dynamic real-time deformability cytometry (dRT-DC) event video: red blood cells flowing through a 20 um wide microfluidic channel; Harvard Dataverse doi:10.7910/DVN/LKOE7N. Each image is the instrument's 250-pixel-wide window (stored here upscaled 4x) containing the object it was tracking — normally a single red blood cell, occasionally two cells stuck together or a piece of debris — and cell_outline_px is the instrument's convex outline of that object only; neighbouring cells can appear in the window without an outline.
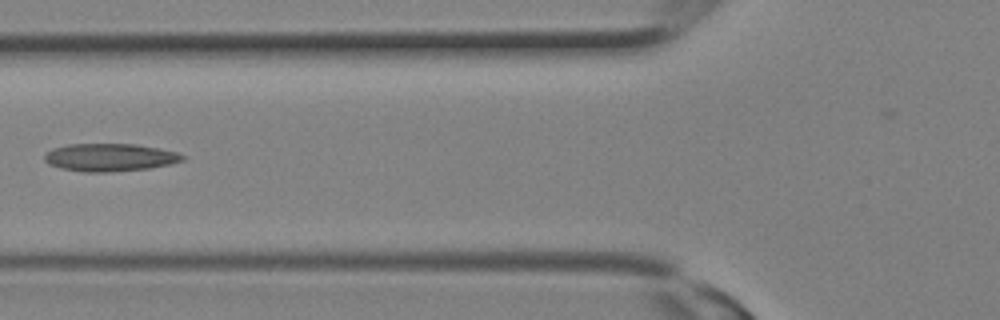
{"species": "Egyptian fruit bat (a non-hibernating species)", "species_latin": "Rousettus aegyptiacus", "temperature_condition": "room temperature", "stored_images_in_passage": 11, "camera_frame_rate_fps": 3000, "um_per_image_px": 0.085, "animal": {"sex": "female"}, "frame": {"image": 1, "passage_image": 10, "time_ms": 3.0, "image_size_px": [1000, 320], "cell_outline_px": [[184, 160], [152, 168], [104, 172], [84, 172], [60, 168], [48, 164], [44, 160], [44, 156], [52, 148], [68, 144], [136, 144], [160, 148], [176, 152], [184, 156]], "centroid_in_image_um": [9.31, 13.37], "position_along_channel_um": 116.5, "area_um2": 22.31}}